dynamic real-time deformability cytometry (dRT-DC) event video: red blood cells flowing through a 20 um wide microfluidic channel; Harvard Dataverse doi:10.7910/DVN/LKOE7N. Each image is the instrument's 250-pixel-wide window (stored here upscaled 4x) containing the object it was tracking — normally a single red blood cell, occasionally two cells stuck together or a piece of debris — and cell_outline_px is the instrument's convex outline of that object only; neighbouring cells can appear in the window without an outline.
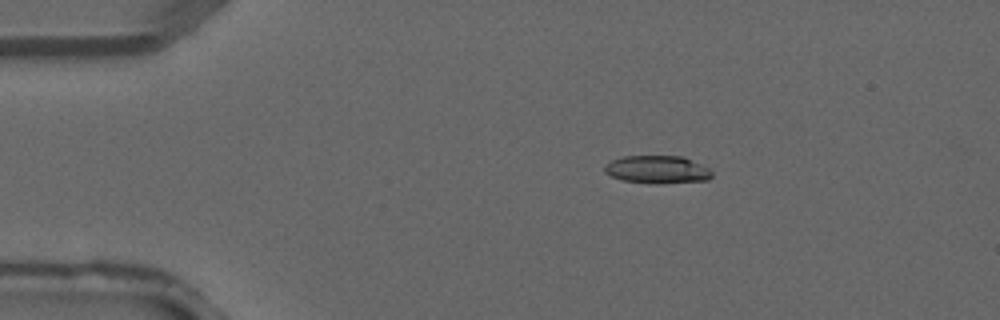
{"species": "common noctule bat (a hibernating species)", "species_latin": "Nyctalus noctula", "temperature_condition": "warm", "stored_images_in_passage": 3, "camera_frame_rate_fps": 3000, "um_per_image_px": 0.085, "animal": {"sex": "male", "forearm_length_mm": 52.5}, "frame": {"image": 1, "passage_image": 1, "time_ms": 0.0, "image_size_px": [1000, 320], "cell_outline_px": [[712, 176], [708, 180], [624, 180], [612, 176], [604, 172], [604, 164], [612, 160], [624, 156], [684, 156], [708, 168], [712, 172]], "centroid_in_image_um": [55.83, 14.33], "position_along_channel_um": 29.2, "area_um2": 16.18}}